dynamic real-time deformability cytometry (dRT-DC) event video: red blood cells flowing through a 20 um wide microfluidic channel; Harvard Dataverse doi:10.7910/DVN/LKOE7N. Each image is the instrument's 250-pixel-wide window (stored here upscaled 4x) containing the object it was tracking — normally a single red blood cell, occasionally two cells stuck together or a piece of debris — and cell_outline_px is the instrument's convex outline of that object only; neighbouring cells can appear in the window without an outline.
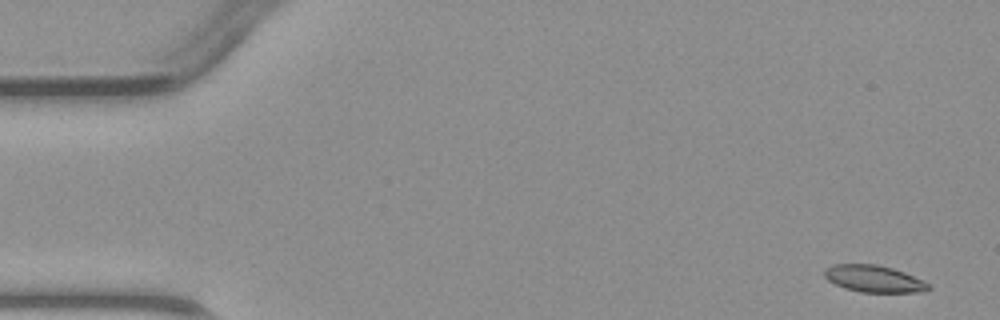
{"species": "common noctule bat (a hibernating species)", "species_latin": "Nyctalus noctula", "temperature_condition": "warm", "stored_images_in_passage": 4, "camera_frame_rate_fps": 3000, "um_per_image_px": 0.085, "animal": {"sex": "male", "body_mass_g": 23.1, "forearm_length_mm": 52.7}, "frame": {"image": 1, "passage_image": 1, "time_ms": 0.0, "image_size_px": [1000, 320], "cell_outline_px": [[932, 288], [924, 292], [860, 292], [844, 288], [828, 280], [824, 276], [824, 268], [832, 264], [876, 264], [892, 268], [904, 272], [928, 284]], "centroid_in_image_um": [74.24, 23.69], "position_along_channel_um": 10.8, "area_um2": 16.24}}
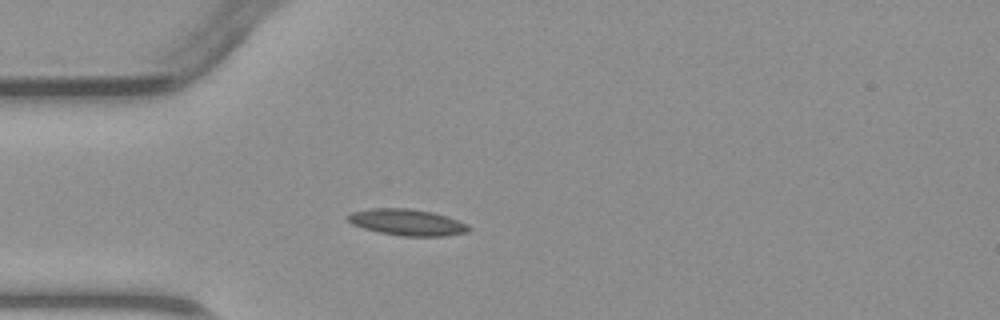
{"frame": {"image": 2, "passage_image": 4, "time_ms": 3.667, "image_size_px": [1000, 320], "cell_outline_px": [[472, 228], [468, 232], [444, 236], [400, 236], [380, 232], [364, 228], [352, 224], [348, 220], [348, 216], [352, 212], [372, 208], [408, 208], [432, 212], [448, 216], [468, 224]], "centroid_in_image_um": [34.66, 18.9], "position_along_channel_um": 50.3, "area_um2": 18.55}}